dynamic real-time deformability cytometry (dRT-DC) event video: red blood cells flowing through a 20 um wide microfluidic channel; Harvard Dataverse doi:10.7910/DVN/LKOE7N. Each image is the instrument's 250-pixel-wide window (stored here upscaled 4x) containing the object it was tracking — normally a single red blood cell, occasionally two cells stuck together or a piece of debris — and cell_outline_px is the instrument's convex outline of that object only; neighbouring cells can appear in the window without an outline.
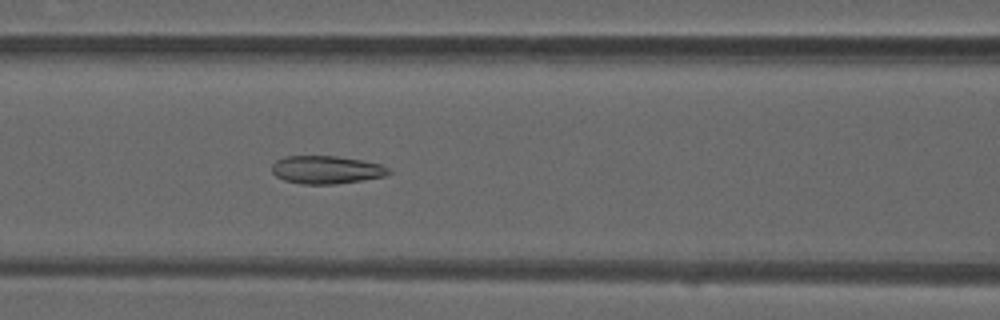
{"species": "common noctule bat (a hibernating species)", "species_latin": "Nyctalus noctula", "temperature_condition": "warm", "stored_images_in_passage": 50, "camera_frame_rate_fps": 3000, "um_per_image_px": 0.085, "animal": {"sex": "male", "forearm_length_mm": 52.5}, "frame": {"image": 1, "passage_image": 21, "time_ms": 6.667, "image_size_px": [1000, 320], "cell_outline_px": [[392, 172], [384, 176], [364, 180], [336, 184], [300, 184], [284, 180], [276, 176], [272, 172], [272, 164], [276, 160], [284, 156], [336, 156], [360, 160], [380, 164], [388, 168]], "centroid_in_image_um": [27.72, 14.43], "position_along_channel_um": 138.9, "area_um2": 19.07}}
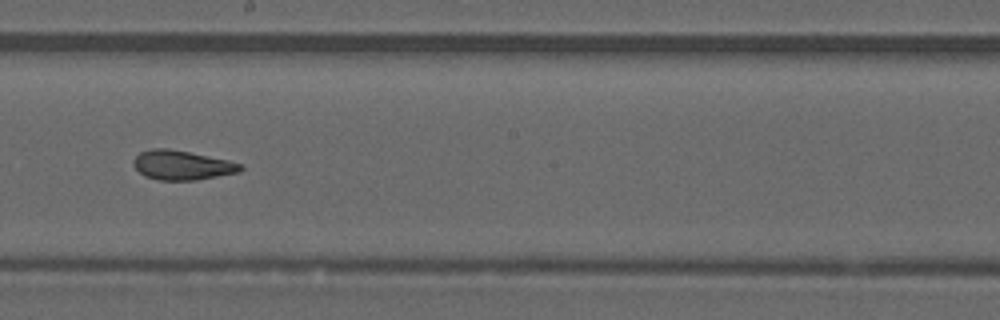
{"frame": {"image": 2, "passage_image": 28, "time_ms": 9.0, "image_size_px": [1000, 320], "cell_outline_px": [[244, 168], [240, 172], [196, 180], [156, 180], [144, 176], [132, 164], [132, 160], [140, 152], [152, 148], [168, 148], [228, 160], [244, 164]], "centroid_in_image_um": [15.47, 14.04], "position_along_channel_um": 232.7, "area_um2": 18.44}}
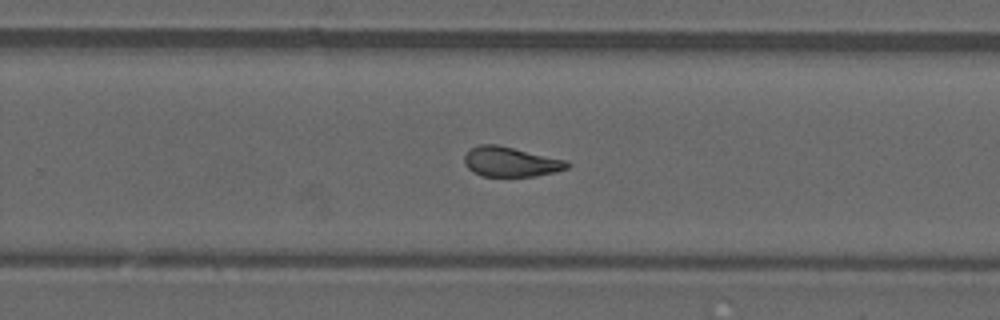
{"frame": {"image": 3, "passage_image": 32, "time_ms": 10.333, "image_size_px": [1000, 320], "cell_outline_px": [[572, 164], [568, 168], [536, 176], [484, 176], [472, 172], [464, 164], [464, 156], [472, 148], [480, 144], [496, 144], [568, 160]], "centroid_in_image_um": [43.42, 13.75], "position_along_channel_um": 286.4, "area_um2": 17.86}, "authors_computed_cell_mechanics": {"area_um2": 19.3052, "velocity_mm_per_s": 4.0389, "shape_relaxation_time_tau1_ms": null, "shape_relaxation_time_tau2_ms": 1.6704, "deformation_change_tau1": null, "deformation_change_tau2": 0.0837}}